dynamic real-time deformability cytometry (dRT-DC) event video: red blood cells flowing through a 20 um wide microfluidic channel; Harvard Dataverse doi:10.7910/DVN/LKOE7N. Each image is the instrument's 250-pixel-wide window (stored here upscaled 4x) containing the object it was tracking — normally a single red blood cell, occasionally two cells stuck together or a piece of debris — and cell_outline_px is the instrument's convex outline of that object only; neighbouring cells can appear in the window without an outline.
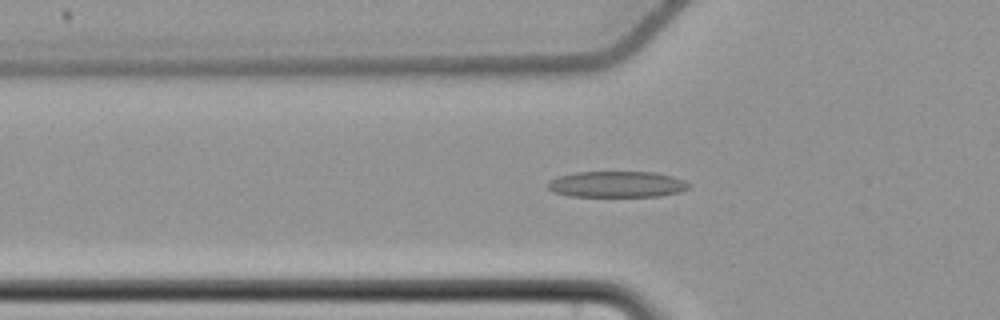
{"species": "common noctule bat (a hibernating species)", "species_latin": "Nyctalus noctula", "temperature_condition": "cold", "stored_images_in_passage": 58, "camera_frame_rate_fps": 3000, "um_per_image_px": 0.085, "animal": {"sex": "female", "body_mass_g": 22.7, "forearm_length_mm": 54.2}, "frame": {"image": 1, "passage_image": 21, "time_ms": 6.667, "image_size_px": [1000, 320], "cell_outline_px": [[692, 184], [688, 188], [680, 192], [660, 196], [568, 196], [552, 192], [548, 188], [548, 180], [560, 176], [576, 172], [656, 172], [672, 176], [684, 180]], "centroid_in_image_um": [52.44, 15.66], "position_along_channel_um": 73.4, "area_um2": 21.56}}
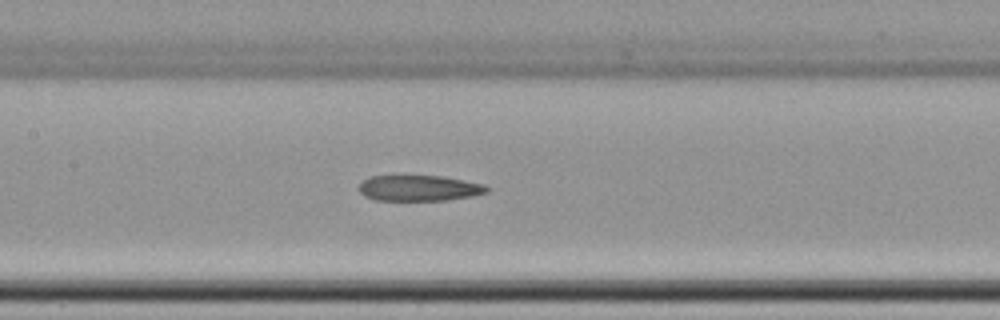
{"frame": {"image": 2, "passage_image": 29, "time_ms": 9.333, "image_size_px": [1000, 320], "cell_outline_px": [[492, 188], [488, 192], [472, 196], [444, 200], [376, 200], [364, 196], [360, 192], [360, 184], [368, 176], [392, 172], [404, 172], [440, 176], [464, 180], [484, 184]], "centroid_in_image_um": [35.57, 15.92], "position_along_channel_um": 171.8, "area_um2": 20.35}}
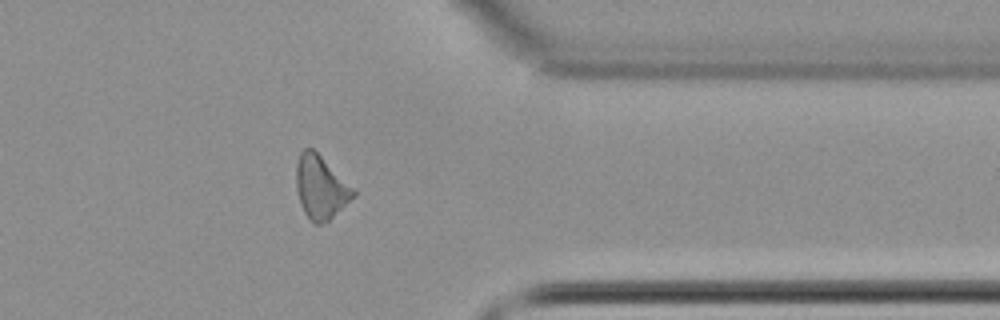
{"frame": {"image": 3, "passage_image": 47, "time_ms": 15.333, "image_size_px": [1000, 320], "cell_outline_px": [[356, 196], [328, 220], [320, 224], [316, 224], [304, 212], [300, 204], [296, 188], [296, 164], [300, 152], [304, 148], [312, 148], [356, 188]], "centroid_in_image_um": [27.28, 15.9], "position_along_channel_um": 384.1, "area_um2": 21.1}}